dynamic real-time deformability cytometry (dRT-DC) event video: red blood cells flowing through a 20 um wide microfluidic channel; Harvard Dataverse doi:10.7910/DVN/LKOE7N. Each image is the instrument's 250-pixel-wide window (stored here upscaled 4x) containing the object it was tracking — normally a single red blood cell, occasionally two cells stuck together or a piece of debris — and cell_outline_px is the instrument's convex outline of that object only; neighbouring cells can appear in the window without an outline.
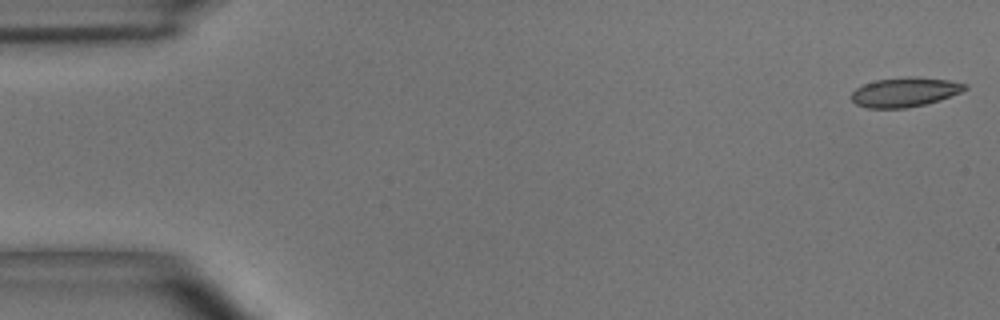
{"species": "common noctule bat (a hibernating species)", "species_latin": "Nyctalus noctula", "temperature_condition": "room temperature", "stored_images_in_passage": 31, "camera_frame_rate_fps": 3000, "um_per_image_px": 0.085, "animal": {"sex": "male", "body_mass_g": 15.6}, "frame": {"image": 1, "passage_image": 1, "time_ms": 0.0, "image_size_px": [1000, 320], "cell_outline_px": [[968, 88], [960, 92], [924, 104], [904, 108], [868, 108], [856, 104], [852, 100], [852, 92], [856, 88], [864, 84], [876, 80], [908, 76], [948, 80], [968, 84]], "centroid_in_image_um": [76.88, 7.82], "position_along_channel_um": 8.1, "area_um2": 19.13}}
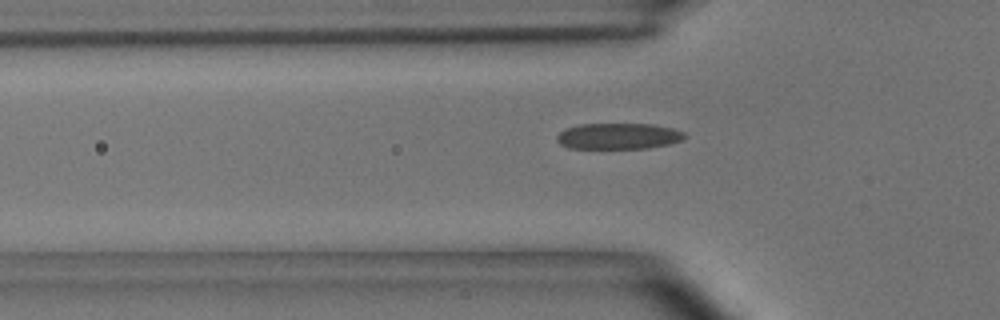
{"frame": {"image": 2, "passage_image": 17, "time_ms": 5.333, "image_size_px": [1000, 320], "cell_outline_px": [[688, 136], [684, 140], [668, 144], [648, 148], [568, 148], [560, 144], [556, 140], [556, 136], [564, 128], [580, 124], [652, 124], [672, 128], [684, 132]], "centroid_in_image_um": [52.57, 11.57], "position_along_channel_um": 73.2, "area_um2": 19.54}}
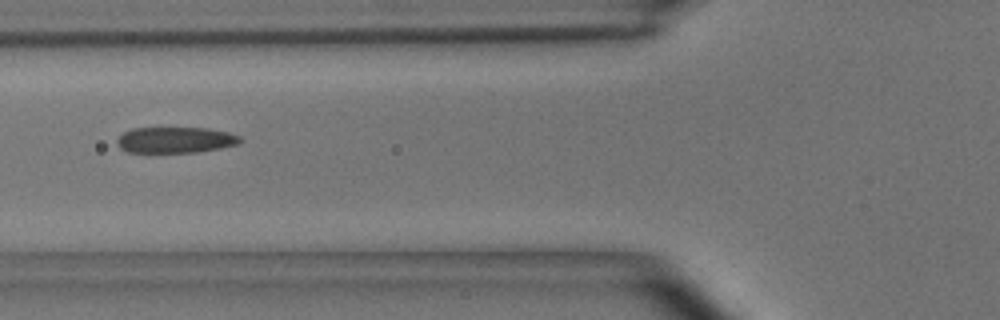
{"frame": {"image": 3, "passage_image": 20, "time_ms": 6.333, "image_size_px": [1000, 320], "cell_outline_px": [[244, 140], [240, 144], [220, 148], [196, 152], [128, 152], [120, 148], [116, 144], [116, 140], [124, 132], [132, 128], [208, 128], [228, 132], [240, 136]], "centroid_in_image_um": [14.94, 11.89], "position_along_channel_um": 110.9, "area_um2": 18.73}}